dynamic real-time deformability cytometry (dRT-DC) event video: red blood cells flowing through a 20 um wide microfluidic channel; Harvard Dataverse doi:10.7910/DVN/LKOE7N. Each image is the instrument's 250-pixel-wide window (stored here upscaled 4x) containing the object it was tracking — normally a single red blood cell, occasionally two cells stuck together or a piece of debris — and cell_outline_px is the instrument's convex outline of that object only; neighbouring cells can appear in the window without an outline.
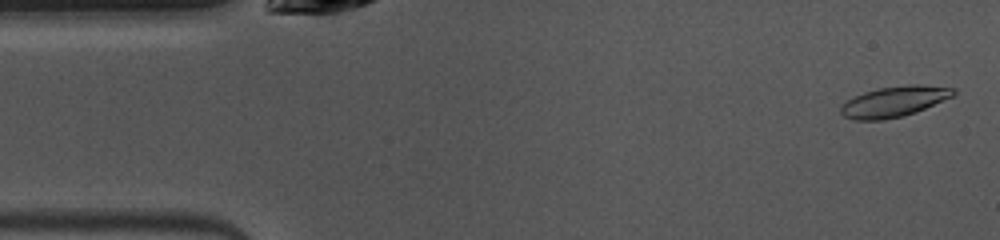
{"species": "common noctule bat (a hibernating species)", "species_latin": "Nyctalus noctula", "temperature_condition": "warm", "stored_images_in_passage": 49, "camera_frame_rate_fps": 3000, "um_per_image_px": 0.085, "animal": {"sex": "female", "body_mass_g": 10.0, "forearm_length_mm": 53.1}, "frame": {"image": 1, "passage_image": 2, "time_ms": 0.333, "image_size_px": [1000, 240], "cell_outline_px": [[956, 92], [952, 96], [916, 112], [904, 116], [884, 120], [852, 120], [844, 116], [840, 112], [840, 104], [864, 92], [880, 88], [912, 84], [920, 84], [956, 88]], "centroid_in_image_um": [75.99, 8.64], "position_along_channel_um": 9.0, "area_um2": 20.06}}
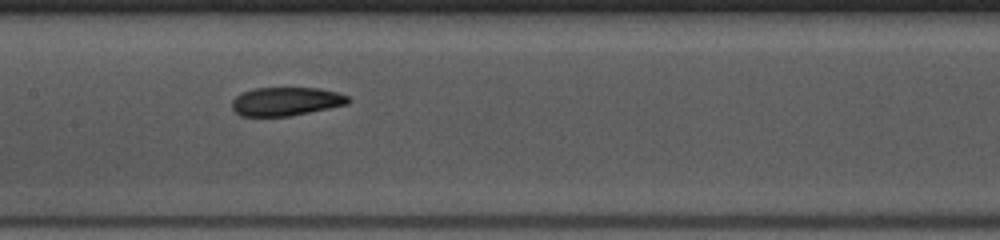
{"frame": {"image": 2, "passage_image": 22, "time_ms": 7.0, "image_size_px": [1000, 240], "cell_outline_px": [[352, 100], [348, 104], [288, 116], [240, 116], [232, 108], [232, 100], [240, 92], [252, 88], [320, 88], [336, 92], [348, 96]], "centroid_in_image_um": [24.29, 8.61], "position_along_channel_um": 183.1, "area_um2": 19.36}}
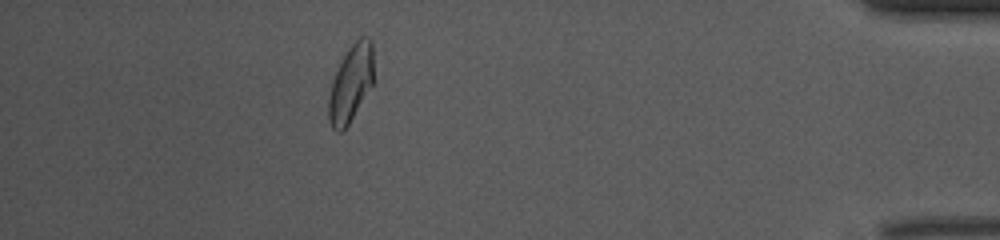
{"frame": {"image": 3, "passage_image": 43, "time_ms": 14.0, "image_size_px": [1000, 240], "cell_outline_px": [[372, 84], [348, 124], [340, 132], [336, 132], [332, 128], [328, 120], [328, 96], [332, 80], [348, 48], [360, 36], [368, 36], [372, 40]], "centroid_in_image_um": [29.79, 7.08], "position_along_channel_um": 405.4, "area_um2": 19.83}, "authors_computed_cell_mechanics": {"area_um2": 19.9988, "velocity_mm_per_s": 3.9918, "shape_relaxation_time_tau1_ms": 3.4642, "shape_relaxation_time_tau2_ms": 2.0146, "deformation_change_tau1": 0.1393, "deformation_change_tau2": 0.0675}}